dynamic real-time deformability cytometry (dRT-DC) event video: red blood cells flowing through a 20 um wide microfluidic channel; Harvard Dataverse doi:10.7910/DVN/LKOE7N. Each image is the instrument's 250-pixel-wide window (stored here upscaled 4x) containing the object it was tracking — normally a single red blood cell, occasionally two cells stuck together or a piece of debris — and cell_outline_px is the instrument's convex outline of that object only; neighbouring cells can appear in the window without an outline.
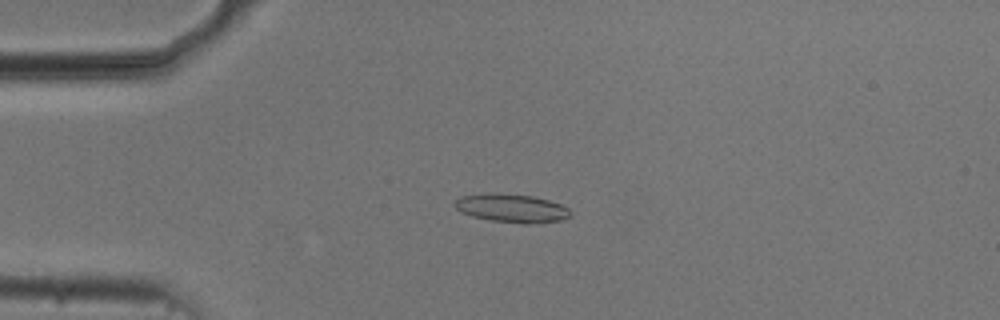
{"species": "common noctule bat (a hibernating species)", "species_latin": "Nyctalus noctula", "temperature_condition": "cold", "stored_images_in_passage": 55, "camera_frame_rate_fps": 3000, "um_per_image_px": 0.085, "animal": {"sex": "male", "body_mass_g": 20.5, "forearm_length_mm": 52.5}, "frame": {"image": 1, "passage_image": 14, "time_ms": 4.333, "image_size_px": [1000, 320], "cell_outline_px": [[572, 212], [568, 216], [560, 220], [528, 224], [524, 224], [492, 220], [472, 216], [460, 212], [452, 204], [460, 196], [532, 196], [548, 200], [560, 204], [568, 208]], "centroid_in_image_um": [43.53, 17.75], "position_along_channel_um": 41.5, "area_um2": 18.09}}
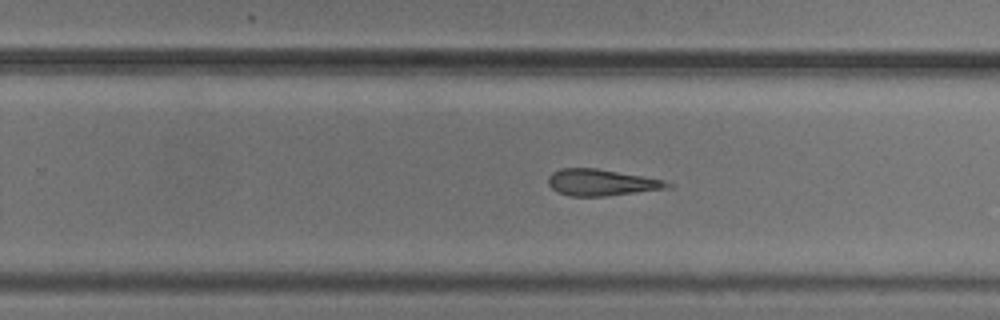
{"frame": {"image": 2, "passage_image": 35, "time_ms": 11.333, "image_size_px": [1000, 320], "cell_outline_px": [[672, 188], [604, 196], [568, 196], [556, 192], [548, 184], [548, 176], [552, 172], [560, 168], [596, 168], [664, 180], [672, 184]], "centroid_in_image_um": [51.09, 15.51], "position_along_channel_um": 278.7, "area_um2": 18.44}}
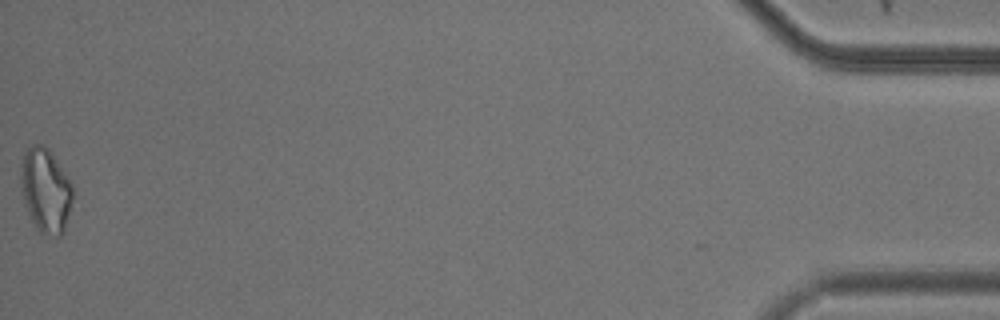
{"frame": {"image": 3, "passage_image": 55, "time_ms": 18.0, "image_size_px": [1000, 320], "cell_outline_px": [[72, 196], [64, 232], [60, 236], [56, 236], [40, 232], [36, 228], [24, 204], [20, 184], [20, 164], [24, 148], [32, 144], [44, 144], [48, 148], [72, 184]], "centroid_in_image_um": [3.83, 16.13], "position_along_channel_um": 431.4, "area_um2": 25.55}}